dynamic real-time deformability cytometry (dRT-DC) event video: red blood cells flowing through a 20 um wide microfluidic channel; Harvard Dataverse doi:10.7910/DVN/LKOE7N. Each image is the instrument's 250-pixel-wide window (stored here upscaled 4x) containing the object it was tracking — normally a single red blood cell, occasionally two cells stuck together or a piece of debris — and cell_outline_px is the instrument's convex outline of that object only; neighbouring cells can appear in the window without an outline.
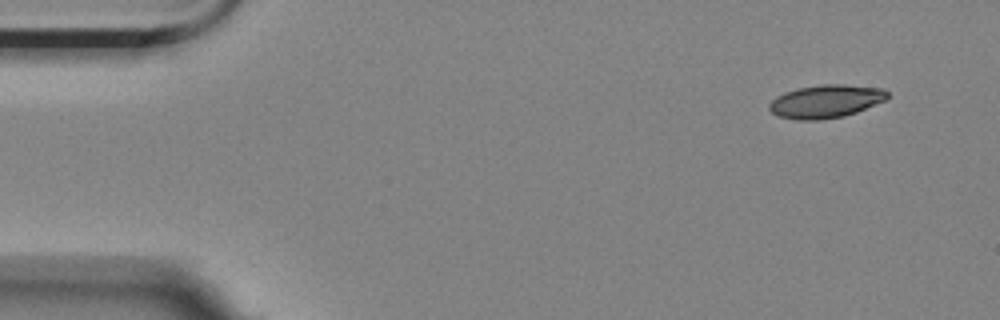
{"species": "Egyptian fruit bat (a non-hibernating species)", "species_latin": "Rousettus aegyptiacus", "temperature_condition": "room temperature", "stored_images_in_passage": 8, "camera_frame_rate_fps": 3000, "um_per_image_px": 0.085, "animal": {"sex": "female"}, "frame": {"image": 1, "passage_image": 1, "time_ms": 0.0, "image_size_px": [1000, 320], "cell_outline_px": [[888, 96], [884, 100], [856, 112], [844, 116], [820, 120], [796, 120], [776, 116], [768, 108], [768, 104], [776, 96], [784, 92], [796, 88], [820, 84], [844, 84], [884, 88], [888, 92]], "centroid_in_image_um": [70.15, 8.61], "position_along_channel_um": 14.9, "area_um2": 23.0}}
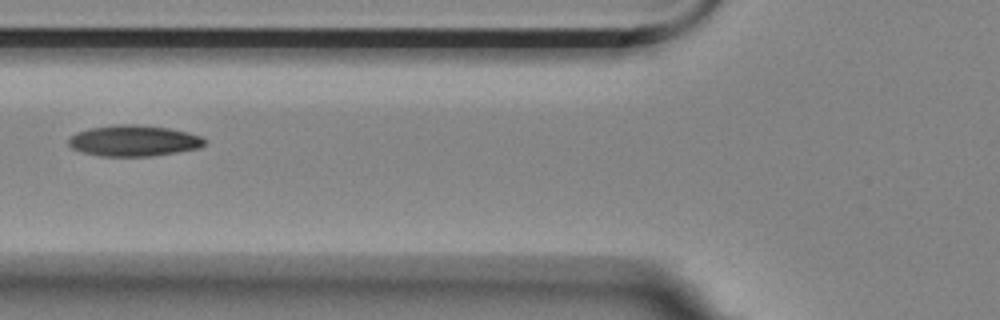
{"frame": {"image": 2, "passage_image": 6, "time_ms": 1.667, "image_size_px": [1000, 320], "cell_outline_px": [[204, 144], [196, 148], [176, 152], [152, 156], [100, 156], [84, 152], [72, 148], [68, 144], [68, 140], [76, 132], [92, 128], [116, 124], [136, 124], [168, 128], [188, 132], [200, 136], [204, 140]], "centroid_in_image_um": [11.34, 11.96], "position_along_channel_um": 114.5, "area_um2": 24.28}}
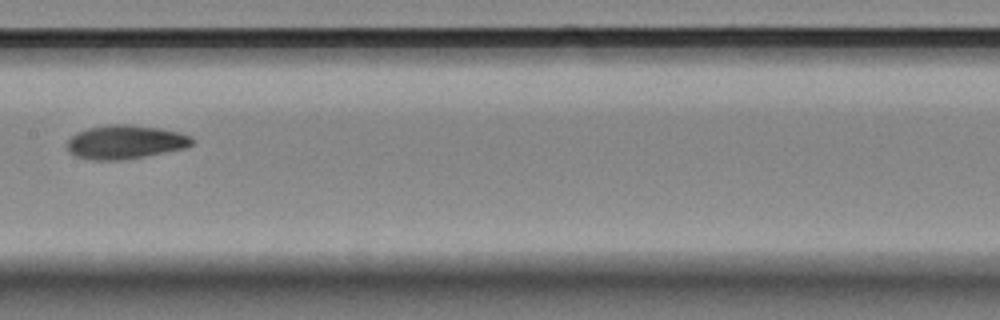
{"frame": {"image": 3, "passage_image": 8, "time_ms": 2.333, "image_size_px": [1000, 320], "cell_outline_px": [[192, 144], [184, 148], [124, 160], [88, 160], [72, 156], [64, 148], [64, 144], [76, 132], [88, 128], [108, 124], [132, 124], [160, 128], [180, 132], [192, 136]], "centroid_in_image_um": [10.56, 12.07], "position_along_channel_um": 196.8, "area_um2": 25.03}}